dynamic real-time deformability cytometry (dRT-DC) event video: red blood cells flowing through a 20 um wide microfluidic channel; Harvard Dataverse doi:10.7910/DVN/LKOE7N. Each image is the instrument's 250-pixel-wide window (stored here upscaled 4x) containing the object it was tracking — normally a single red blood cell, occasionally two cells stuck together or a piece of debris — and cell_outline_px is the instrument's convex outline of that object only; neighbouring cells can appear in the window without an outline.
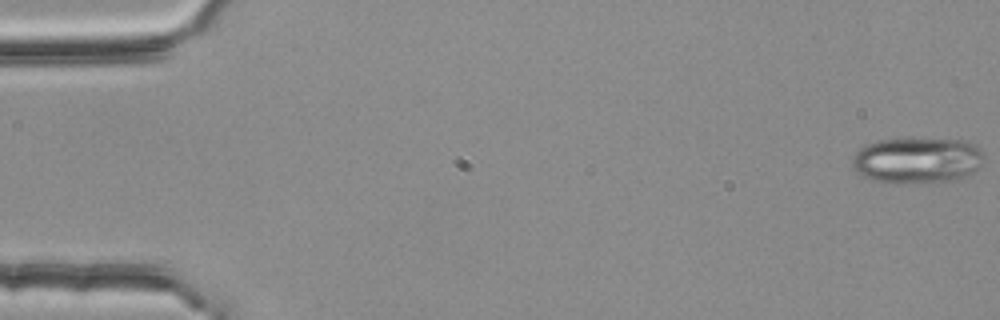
{"species": "common noctule bat (a hibernating species)", "species_latin": "Nyctalus noctula", "temperature_condition": "room temperature", "stored_images_in_passage": 55, "camera_frame_rate_fps": 3000, "um_per_image_px": 0.085, "animal": {"sex": "female", "body_mass_g": 25.1}, "frame": {"image": 1, "passage_image": 1, "time_ms": 0.0, "image_size_px": [1000, 320], "cell_outline_px": [[984, 152], [980, 164], [968, 176], [960, 180], [936, 184], [872, 180], [856, 172], [852, 168], [852, 156], [860, 148], [868, 144], [880, 140], [964, 140], [976, 144]], "centroid_in_image_um": [78.0, 13.66], "position_along_channel_um": 7.0, "area_um2": 35.2}}
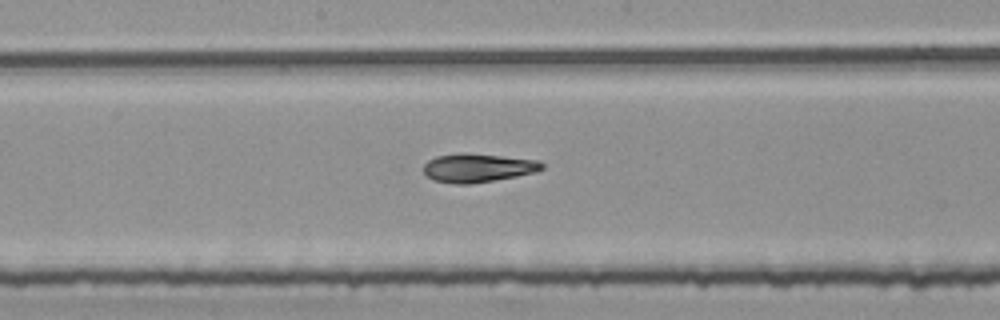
{"frame": {"image": 2, "passage_image": 29, "time_ms": 9.333, "image_size_px": [1000, 320], "cell_outline_px": [[544, 168], [536, 172], [516, 176], [468, 184], [456, 184], [432, 180], [424, 172], [424, 164], [428, 160], [436, 156], [500, 156], [540, 160], [544, 164]], "centroid_in_image_um": [40.66, 14.31], "position_along_channel_um": 207.5, "area_um2": 18.79}}
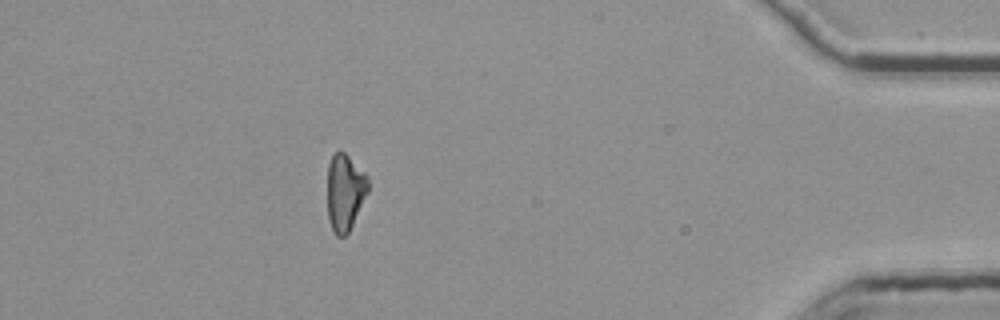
{"frame": {"image": 3, "passage_image": 49, "time_ms": 16.0, "image_size_px": [1000, 320], "cell_outline_px": [[368, 192], [348, 232], [344, 236], [336, 236], [332, 228], [328, 216], [328, 164], [332, 156], [336, 152], [344, 152], [368, 176]], "centroid_in_image_um": [29.32, 16.33], "position_along_channel_um": 405.9, "area_um2": 17.86}, "authors_computed_cell_mechanics": {"area_um2": 19.652, "velocity_mm_per_s": 3.787, "shape_relaxation_time_tau1_ms": null, "shape_relaxation_time_tau2_ms": 5.5396, "deformation_change_tau1": null, "deformation_change_tau2": 0.1256}}